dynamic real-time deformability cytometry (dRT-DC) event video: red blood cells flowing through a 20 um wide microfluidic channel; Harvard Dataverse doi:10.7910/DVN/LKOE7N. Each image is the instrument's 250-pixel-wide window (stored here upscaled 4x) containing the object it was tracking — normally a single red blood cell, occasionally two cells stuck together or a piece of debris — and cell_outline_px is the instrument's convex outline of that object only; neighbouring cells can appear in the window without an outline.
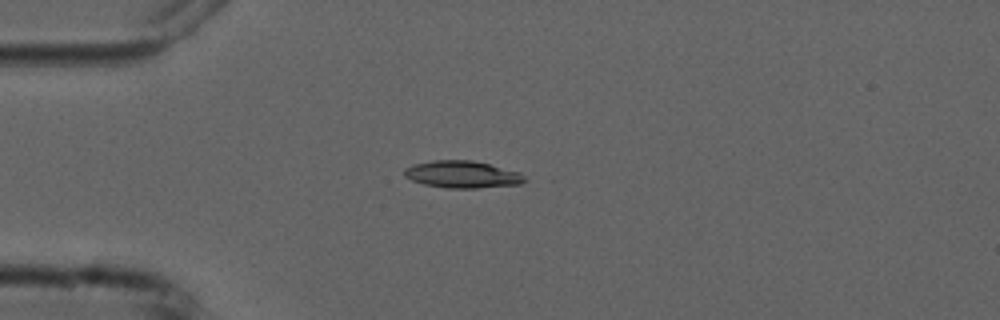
{"species": "common noctule bat (a hibernating species)", "species_latin": "Nyctalus noctula", "temperature_condition": "cold", "stored_images_in_passage": 4, "camera_frame_rate_fps": 3000, "um_per_image_px": 0.085, "animal": {"sex": "male", "forearm_length_mm": 52.5}, "frame": {"image": 1, "passage_image": 3, "time_ms": 2.333, "image_size_px": [1000, 320], "cell_outline_px": [[528, 180], [520, 184], [476, 188], [448, 188], [424, 184], [412, 180], [404, 176], [404, 168], [412, 164], [432, 160], [472, 160], [520, 172]], "centroid_in_image_um": [39.28, 14.82], "position_along_channel_um": 45.7, "area_um2": 19.02}}
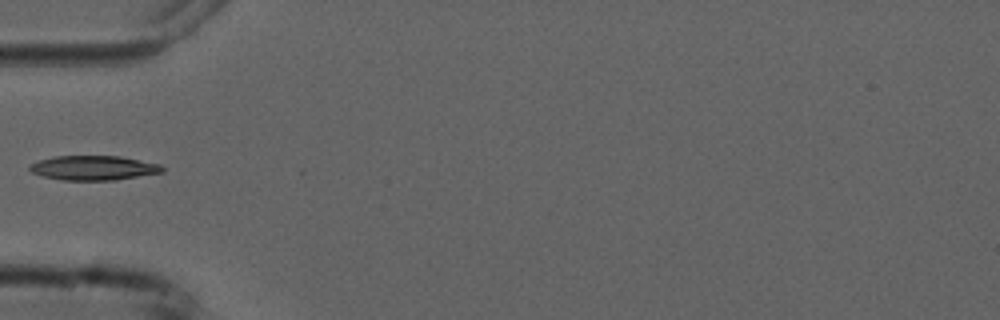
{"frame": {"image": 2, "passage_image": 4, "time_ms": 3.667, "image_size_px": [1000, 320], "cell_outline_px": [[164, 172], [116, 180], [64, 180], [44, 176], [32, 172], [28, 168], [28, 164], [40, 160], [56, 156], [120, 156], [160, 164], [164, 168]], "centroid_in_image_um": [7.97, 14.27], "position_along_channel_um": 77.0, "area_um2": 18.9}}